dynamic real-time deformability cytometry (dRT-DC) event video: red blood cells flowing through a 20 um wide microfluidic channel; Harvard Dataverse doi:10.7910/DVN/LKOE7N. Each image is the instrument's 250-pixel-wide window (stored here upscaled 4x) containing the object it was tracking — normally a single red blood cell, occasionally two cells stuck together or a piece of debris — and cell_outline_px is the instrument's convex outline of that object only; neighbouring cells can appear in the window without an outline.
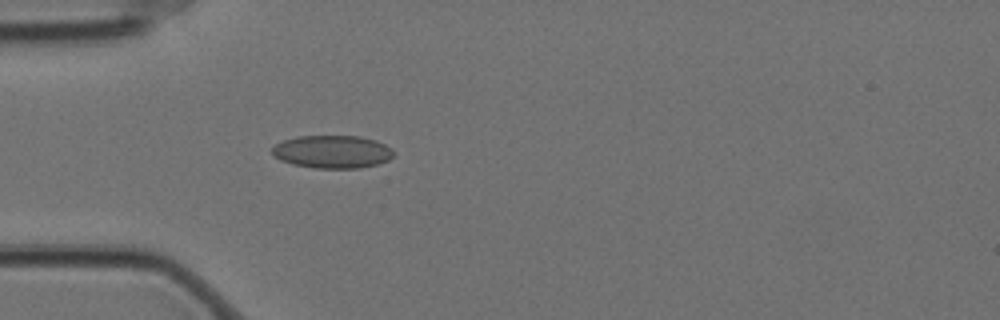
{"species": "Egyptian fruit bat (a non-hibernating species)", "species_latin": "Rousettus aegyptiacus", "temperature_condition": "cold", "stored_images_in_passage": 3, "camera_frame_rate_fps": 3000, "um_per_image_px": 0.085, "animal": {"sex": "female"}, "frame": {"image": 1, "passage_image": 3, "time_ms": 0.667, "image_size_px": [1000, 320], "cell_outline_px": [[392, 156], [388, 160], [376, 164], [360, 168], [312, 168], [292, 164], [280, 160], [272, 152], [272, 148], [276, 144], [284, 140], [296, 136], [360, 136], [376, 140], [392, 148]], "centroid_in_image_um": [28.24, 12.9], "position_along_channel_um": 56.8, "area_um2": 23.24}}